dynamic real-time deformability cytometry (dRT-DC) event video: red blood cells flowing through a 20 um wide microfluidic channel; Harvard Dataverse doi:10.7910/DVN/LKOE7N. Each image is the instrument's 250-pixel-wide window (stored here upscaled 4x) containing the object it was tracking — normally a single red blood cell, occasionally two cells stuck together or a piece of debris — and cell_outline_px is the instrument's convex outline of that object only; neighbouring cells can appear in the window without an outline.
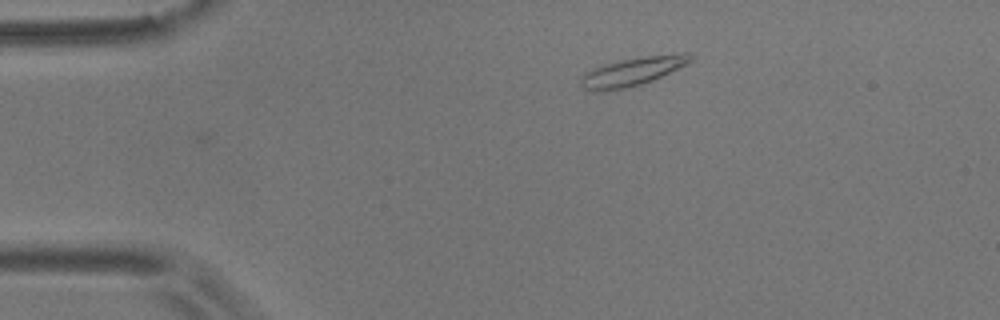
{"species": "common noctule bat (a hibernating species)", "species_latin": "Nyctalus noctula", "temperature_condition": "room temperature", "stored_images_in_passage": 49, "camera_frame_rate_fps": 3000, "um_per_image_px": 0.085, "animal": {"sex": "male", "body_mass_g": 17.9}, "frame": {"image": 1, "passage_image": 1, "time_ms": 0.0, "image_size_px": [1000, 320], "cell_outline_px": [[696, 56], [692, 60], [652, 80], [640, 84], [624, 88], [604, 92], [596, 92], [584, 88], [580, 84], [580, 76], [584, 72], [592, 68], [604, 64], [620, 60], [648, 56], [680, 52], [692, 52]], "centroid_in_image_um": [53.72, 6.07], "position_along_channel_um": 31.3, "area_um2": 18.21}}
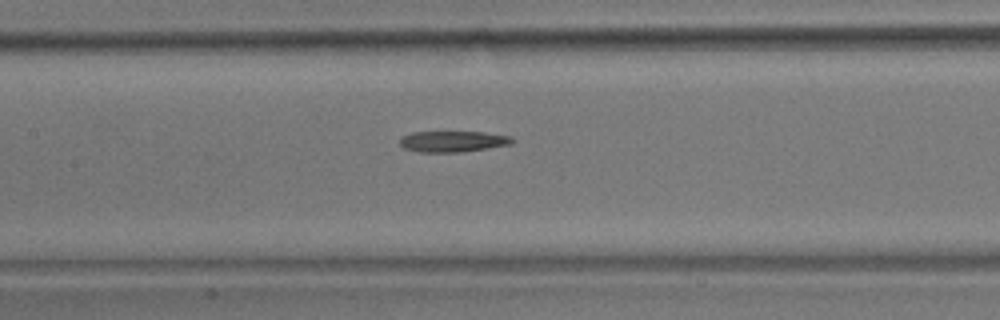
{"frame": {"image": 2, "passage_image": 18, "time_ms": 5.667, "image_size_px": [1000, 320], "cell_outline_px": [[516, 140], [512, 144], [460, 152], [420, 152], [404, 148], [400, 144], [400, 140], [404, 136], [412, 132], [484, 132], [512, 136]], "centroid_in_image_um": [38.54, 12.02], "position_along_channel_um": 168.9, "area_um2": 13.7}}
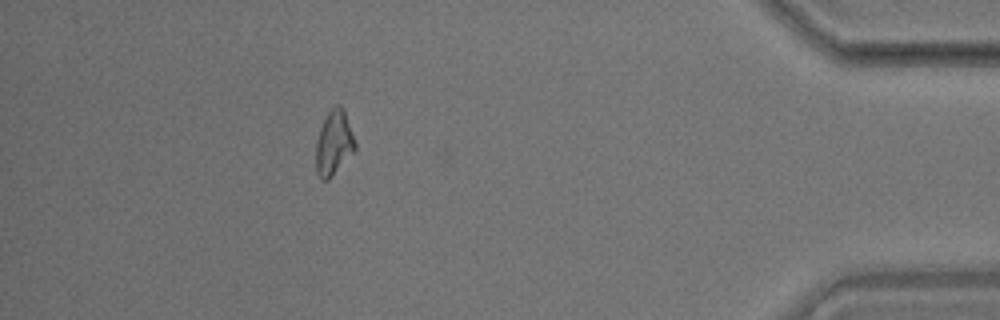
{"frame": {"image": 3, "passage_image": 43, "time_ms": 14.0, "image_size_px": [1000, 320], "cell_outline_px": [[356, 148], [328, 180], [320, 180], [316, 172], [316, 140], [320, 128], [328, 112], [336, 104], [340, 104], [344, 108], [356, 144]], "centroid_in_image_um": [28.36, 12.14], "position_along_channel_um": 406.8, "area_um2": 14.62}}